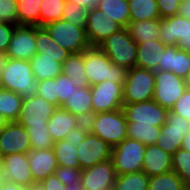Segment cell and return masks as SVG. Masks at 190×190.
I'll return each mask as SVG.
<instances>
[{"label":"cell","instance_id":"6da1fadb","mask_svg":"<svg viewBox=\"0 0 190 190\" xmlns=\"http://www.w3.org/2000/svg\"><path fill=\"white\" fill-rule=\"evenodd\" d=\"M84 69L89 86L103 81L124 84L127 69L113 64L99 47H90L84 51Z\"/></svg>","mask_w":190,"mask_h":190},{"label":"cell","instance_id":"7a4b0ae2","mask_svg":"<svg viewBox=\"0 0 190 190\" xmlns=\"http://www.w3.org/2000/svg\"><path fill=\"white\" fill-rule=\"evenodd\" d=\"M0 79L2 88L18 93L23 99L37 94L38 81L27 60L8 58Z\"/></svg>","mask_w":190,"mask_h":190},{"label":"cell","instance_id":"3957f363","mask_svg":"<svg viewBox=\"0 0 190 190\" xmlns=\"http://www.w3.org/2000/svg\"><path fill=\"white\" fill-rule=\"evenodd\" d=\"M109 60L128 69L136 66L137 43L130 37L127 28L113 33L98 46Z\"/></svg>","mask_w":190,"mask_h":190},{"label":"cell","instance_id":"277c9868","mask_svg":"<svg viewBox=\"0 0 190 190\" xmlns=\"http://www.w3.org/2000/svg\"><path fill=\"white\" fill-rule=\"evenodd\" d=\"M155 71L133 67L127 70L123 84V104L145 102L153 99Z\"/></svg>","mask_w":190,"mask_h":190},{"label":"cell","instance_id":"5b68a950","mask_svg":"<svg viewBox=\"0 0 190 190\" xmlns=\"http://www.w3.org/2000/svg\"><path fill=\"white\" fill-rule=\"evenodd\" d=\"M51 38L71 54L82 53L91 45L85 27L75 26L66 20H57L44 26Z\"/></svg>","mask_w":190,"mask_h":190},{"label":"cell","instance_id":"8992f818","mask_svg":"<svg viewBox=\"0 0 190 190\" xmlns=\"http://www.w3.org/2000/svg\"><path fill=\"white\" fill-rule=\"evenodd\" d=\"M145 149V144L132 138H126L113 147L111 160L116 175L141 171Z\"/></svg>","mask_w":190,"mask_h":190},{"label":"cell","instance_id":"52a82bcc","mask_svg":"<svg viewBox=\"0 0 190 190\" xmlns=\"http://www.w3.org/2000/svg\"><path fill=\"white\" fill-rule=\"evenodd\" d=\"M127 123L123 109L97 113L92 134L115 147L127 138Z\"/></svg>","mask_w":190,"mask_h":190},{"label":"cell","instance_id":"ba28073f","mask_svg":"<svg viewBox=\"0 0 190 190\" xmlns=\"http://www.w3.org/2000/svg\"><path fill=\"white\" fill-rule=\"evenodd\" d=\"M187 88L185 80L170 71H155L153 100L163 108L172 109Z\"/></svg>","mask_w":190,"mask_h":190},{"label":"cell","instance_id":"9c48e42d","mask_svg":"<svg viewBox=\"0 0 190 190\" xmlns=\"http://www.w3.org/2000/svg\"><path fill=\"white\" fill-rule=\"evenodd\" d=\"M190 130V121L171 111L168 112L166 123L161 126L156 145L173 155L181 148L185 134Z\"/></svg>","mask_w":190,"mask_h":190},{"label":"cell","instance_id":"30bf717a","mask_svg":"<svg viewBox=\"0 0 190 190\" xmlns=\"http://www.w3.org/2000/svg\"><path fill=\"white\" fill-rule=\"evenodd\" d=\"M92 108L96 113L112 112L123 107V85L103 81L90 86Z\"/></svg>","mask_w":190,"mask_h":190},{"label":"cell","instance_id":"8fae6325","mask_svg":"<svg viewBox=\"0 0 190 190\" xmlns=\"http://www.w3.org/2000/svg\"><path fill=\"white\" fill-rule=\"evenodd\" d=\"M127 122H137L143 125L161 127L166 123L169 110L163 108L156 101L149 100L133 104H123L122 107Z\"/></svg>","mask_w":190,"mask_h":190},{"label":"cell","instance_id":"7c38bea8","mask_svg":"<svg viewBox=\"0 0 190 190\" xmlns=\"http://www.w3.org/2000/svg\"><path fill=\"white\" fill-rule=\"evenodd\" d=\"M123 29L114 20L97 7L88 11L86 18V36L91 47H98L110 35Z\"/></svg>","mask_w":190,"mask_h":190},{"label":"cell","instance_id":"4fadbf2b","mask_svg":"<svg viewBox=\"0 0 190 190\" xmlns=\"http://www.w3.org/2000/svg\"><path fill=\"white\" fill-rule=\"evenodd\" d=\"M57 106L40 96L23 99L17 123L23 126L47 125Z\"/></svg>","mask_w":190,"mask_h":190},{"label":"cell","instance_id":"5bb4252c","mask_svg":"<svg viewBox=\"0 0 190 190\" xmlns=\"http://www.w3.org/2000/svg\"><path fill=\"white\" fill-rule=\"evenodd\" d=\"M0 171L4 181L32 187L36 184L30 172L28 154L15 153L0 159Z\"/></svg>","mask_w":190,"mask_h":190},{"label":"cell","instance_id":"9a60e30c","mask_svg":"<svg viewBox=\"0 0 190 190\" xmlns=\"http://www.w3.org/2000/svg\"><path fill=\"white\" fill-rule=\"evenodd\" d=\"M76 148L81 170L91 168L99 162L110 160L113 149L108 143L92 133L87 134L86 138Z\"/></svg>","mask_w":190,"mask_h":190},{"label":"cell","instance_id":"2e32d148","mask_svg":"<svg viewBox=\"0 0 190 190\" xmlns=\"http://www.w3.org/2000/svg\"><path fill=\"white\" fill-rule=\"evenodd\" d=\"M31 151L26 128L17 122H8L0 131V159L15 153L28 154Z\"/></svg>","mask_w":190,"mask_h":190},{"label":"cell","instance_id":"e0dca14e","mask_svg":"<svg viewBox=\"0 0 190 190\" xmlns=\"http://www.w3.org/2000/svg\"><path fill=\"white\" fill-rule=\"evenodd\" d=\"M37 54L35 45V26H15L6 55L10 59L29 61Z\"/></svg>","mask_w":190,"mask_h":190},{"label":"cell","instance_id":"ac0fdd59","mask_svg":"<svg viewBox=\"0 0 190 190\" xmlns=\"http://www.w3.org/2000/svg\"><path fill=\"white\" fill-rule=\"evenodd\" d=\"M115 179L116 172L110 159L82 170L80 182L84 190H105L114 186Z\"/></svg>","mask_w":190,"mask_h":190},{"label":"cell","instance_id":"d6986e66","mask_svg":"<svg viewBox=\"0 0 190 190\" xmlns=\"http://www.w3.org/2000/svg\"><path fill=\"white\" fill-rule=\"evenodd\" d=\"M30 172L33 182L39 185L48 175L54 174L58 167L53 148L31 150L28 153Z\"/></svg>","mask_w":190,"mask_h":190},{"label":"cell","instance_id":"ffe728a7","mask_svg":"<svg viewBox=\"0 0 190 190\" xmlns=\"http://www.w3.org/2000/svg\"><path fill=\"white\" fill-rule=\"evenodd\" d=\"M190 31V19L179 15L160 19L159 39L166 46H177Z\"/></svg>","mask_w":190,"mask_h":190},{"label":"cell","instance_id":"44dd1931","mask_svg":"<svg viewBox=\"0 0 190 190\" xmlns=\"http://www.w3.org/2000/svg\"><path fill=\"white\" fill-rule=\"evenodd\" d=\"M141 171L149 177L173 171L172 155L156 144L146 145Z\"/></svg>","mask_w":190,"mask_h":190},{"label":"cell","instance_id":"7402d4cb","mask_svg":"<svg viewBox=\"0 0 190 190\" xmlns=\"http://www.w3.org/2000/svg\"><path fill=\"white\" fill-rule=\"evenodd\" d=\"M166 45L160 39L137 43L136 67L147 70H161V58Z\"/></svg>","mask_w":190,"mask_h":190},{"label":"cell","instance_id":"603a6c76","mask_svg":"<svg viewBox=\"0 0 190 190\" xmlns=\"http://www.w3.org/2000/svg\"><path fill=\"white\" fill-rule=\"evenodd\" d=\"M161 70L173 72L185 80L190 72V53L177 46H166L161 58Z\"/></svg>","mask_w":190,"mask_h":190},{"label":"cell","instance_id":"cb8c5ba5","mask_svg":"<svg viewBox=\"0 0 190 190\" xmlns=\"http://www.w3.org/2000/svg\"><path fill=\"white\" fill-rule=\"evenodd\" d=\"M47 126L54 142L64 140L76 128V117L63 107H57Z\"/></svg>","mask_w":190,"mask_h":190},{"label":"cell","instance_id":"d4e9b609","mask_svg":"<svg viewBox=\"0 0 190 190\" xmlns=\"http://www.w3.org/2000/svg\"><path fill=\"white\" fill-rule=\"evenodd\" d=\"M31 69L34 78L37 81L54 79L62 73V58L43 57V55L35 54L30 60Z\"/></svg>","mask_w":190,"mask_h":190},{"label":"cell","instance_id":"484cf974","mask_svg":"<svg viewBox=\"0 0 190 190\" xmlns=\"http://www.w3.org/2000/svg\"><path fill=\"white\" fill-rule=\"evenodd\" d=\"M35 45L37 54L43 57L62 58L64 61L71 54L59 46L44 27L35 26Z\"/></svg>","mask_w":190,"mask_h":190},{"label":"cell","instance_id":"4316f807","mask_svg":"<svg viewBox=\"0 0 190 190\" xmlns=\"http://www.w3.org/2000/svg\"><path fill=\"white\" fill-rule=\"evenodd\" d=\"M62 73L68 76L76 87H89L84 69V51L78 54H70L62 64Z\"/></svg>","mask_w":190,"mask_h":190},{"label":"cell","instance_id":"83f0119b","mask_svg":"<svg viewBox=\"0 0 190 190\" xmlns=\"http://www.w3.org/2000/svg\"><path fill=\"white\" fill-rule=\"evenodd\" d=\"M160 19L129 22L127 30L130 37L136 42H145L159 39Z\"/></svg>","mask_w":190,"mask_h":190},{"label":"cell","instance_id":"f1b7e54d","mask_svg":"<svg viewBox=\"0 0 190 190\" xmlns=\"http://www.w3.org/2000/svg\"><path fill=\"white\" fill-rule=\"evenodd\" d=\"M96 7L111 17L114 22L127 28L130 22L128 0H100Z\"/></svg>","mask_w":190,"mask_h":190},{"label":"cell","instance_id":"f546056e","mask_svg":"<svg viewBox=\"0 0 190 190\" xmlns=\"http://www.w3.org/2000/svg\"><path fill=\"white\" fill-rule=\"evenodd\" d=\"M91 88L75 87L74 92L69 99L62 106L74 116L82 114L83 112H90L92 108Z\"/></svg>","mask_w":190,"mask_h":190},{"label":"cell","instance_id":"4dcf8cb0","mask_svg":"<svg viewBox=\"0 0 190 190\" xmlns=\"http://www.w3.org/2000/svg\"><path fill=\"white\" fill-rule=\"evenodd\" d=\"M130 22L161 19L157 0H128Z\"/></svg>","mask_w":190,"mask_h":190},{"label":"cell","instance_id":"1f68e13d","mask_svg":"<svg viewBox=\"0 0 190 190\" xmlns=\"http://www.w3.org/2000/svg\"><path fill=\"white\" fill-rule=\"evenodd\" d=\"M43 0H17L18 25L40 27V7Z\"/></svg>","mask_w":190,"mask_h":190},{"label":"cell","instance_id":"d6a6232c","mask_svg":"<svg viewBox=\"0 0 190 190\" xmlns=\"http://www.w3.org/2000/svg\"><path fill=\"white\" fill-rule=\"evenodd\" d=\"M23 98L15 92L0 89V114L8 122H16L21 109Z\"/></svg>","mask_w":190,"mask_h":190},{"label":"cell","instance_id":"836d02e7","mask_svg":"<svg viewBox=\"0 0 190 190\" xmlns=\"http://www.w3.org/2000/svg\"><path fill=\"white\" fill-rule=\"evenodd\" d=\"M161 127L150 124L143 125L137 122L127 123V138H132L140 141L145 145L156 144Z\"/></svg>","mask_w":190,"mask_h":190},{"label":"cell","instance_id":"e575fe53","mask_svg":"<svg viewBox=\"0 0 190 190\" xmlns=\"http://www.w3.org/2000/svg\"><path fill=\"white\" fill-rule=\"evenodd\" d=\"M74 144L68 143L65 139L56 141L53 144V151L56 154L58 166L80 168L77 156V148Z\"/></svg>","mask_w":190,"mask_h":190},{"label":"cell","instance_id":"d590c367","mask_svg":"<svg viewBox=\"0 0 190 190\" xmlns=\"http://www.w3.org/2000/svg\"><path fill=\"white\" fill-rule=\"evenodd\" d=\"M149 176L143 171L116 175L114 187L116 190H147Z\"/></svg>","mask_w":190,"mask_h":190},{"label":"cell","instance_id":"8d00e7d4","mask_svg":"<svg viewBox=\"0 0 190 190\" xmlns=\"http://www.w3.org/2000/svg\"><path fill=\"white\" fill-rule=\"evenodd\" d=\"M28 132L31 150H43L53 147L54 141L47 125L24 126Z\"/></svg>","mask_w":190,"mask_h":190},{"label":"cell","instance_id":"74e56055","mask_svg":"<svg viewBox=\"0 0 190 190\" xmlns=\"http://www.w3.org/2000/svg\"><path fill=\"white\" fill-rule=\"evenodd\" d=\"M183 180L174 172L149 177L147 190H183Z\"/></svg>","mask_w":190,"mask_h":190},{"label":"cell","instance_id":"f35d334b","mask_svg":"<svg viewBox=\"0 0 190 190\" xmlns=\"http://www.w3.org/2000/svg\"><path fill=\"white\" fill-rule=\"evenodd\" d=\"M66 0H43L40 7V27L61 20Z\"/></svg>","mask_w":190,"mask_h":190},{"label":"cell","instance_id":"ab89813d","mask_svg":"<svg viewBox=\"0 0 190 190\" xmlns=\"http://www.w3.org/2000/svg\"><path fill=\"white\" fill-rule=\"evenodd\" d=\"M172 170L183 180L185 187H190V153L179 148L172 155Z\"/></svg>","mask_w":190,"mask_h":190},{"label":"cell","instance_id":"60d3db41","mask_svg":"<svg viewBox=\"0 0 190 190\" xmlns=\"http://www.w3.org/2000/svg\"><path fill=\"white\" fill-rule=\"evenodd\" d=\"M88 9L66 0L62 14V20H66L75 26L85 27Z\"/></svg>","mask_w":190,"mask_h":190},{"label":"cell","instance_id":"b9f144b4","mask_svg":"<svg viewBox=\"0 0 190 190\" xmlns=\"http://www.w3.org/2000/svg\"><path fill=\"white\" fill-rule=\"evenodd\" d=\"M72 80L63 73L55 77V96H58V107H62L75 90Z\"/></svg>","mask_w":190,"mask_h":190},{"label":"cell","instance_id":"7bdbcfd3","mask_svg":"<svg viewBox=\"0 0 190 190\" xmlns=\"http://www.w3.org/2000/svg\"><path fill=\"white\" fill-rule=\"evenodd\" d=\"M0 20L18 25L17 0H0Z\"/></svg>","mask_w":190,"mask_h":190},{"label":"cell","instance_id":"ee69618b","mask_svg":"<svg viewBox=\"0 0 190 190\" xmlns=\"http://www.w3.org/2000/svg\"><path fill=\"white\" fill-rule=\"evenodd\" d=\"M81 173L80 168L58 166L54 174L65 186H68L71 183L80 184Z\"/></svg>","mask_w":190,"mask_h":190},{"label":"cell","instance_id":"f6af8a7d","mask_svg":"<svg viewBox=\"0 0 190 190\" xmlns=\"http://www.w3.org/2000/svg\"><path fill=\"white\" fill-rule=\"evenodd\" d=\"M36 95L58 107V96H55V78L38 81Z\"/></svg>","mask_w":190,"mask_h":190},{"label":"cell","instance_id":"bcb514c9","mask_svg":"<svg viewBox=\"0 0 190 190\" xmlns=\"http://www.w3.org/2000/svg\"><path fill=\"white\" fill-rule=\"evenodd\" d=\"M171 112L183 116L186 120L190 121V89L186 88L184 93L178 98Z\"/></svg>","mask_w":190,"mask_h":190},{"label":"cell","instance_id":"7dc6e473","mask_svg":"<svg viewBox=\"0 0 190 190\" xmlns=\"http://www.w3.org/2000/svg\"><path fill=\"white\" fill-rule=\"evenodd\" d=\"M96 116L97 113L93 110L90 112H83L82 114L75 116L76 127L84 133H92Z\"/></svg>","mask_w":190,"mask_h":190},{"label":"cell","instance_id":"c3c4849f","mask_svg":"<svg viewBox=\"0 0 190 190\" xmlns=\"http://www.w3.org/2000/svg\"><path fill=\"white\" fill-rule=\"evenodd\" d=\"M182 0H157L160 18H168L178 13Z\"/></svg>","mask_w":190,"mask_h":190},{"label":"cell","instance_id":"681fc988","mask_svg":"<svg viewBox=\"0 0 190 190\" xmlns=\"http://www.w3.org/2000/svg\"><path fill=\"white\" fill-rule=\"evenodd\" d=\"M16 25L0 23V53L6 54Z\"/></svg>","mask_w":190,"mask_h":190},{"label":"cell","instance_id":"f907efd6","mask_svg":"<svg viewBox=\"0 0 190 190\" xmlns=\"http://www.w3.org/2000/svg\"><path fill=\"white\" fill-rule=\"evenodd\" d=\"M38 186L43 190H65V185L55 174L48 175Z\"/></svg>","mask_w":190,"mask_h":190},{"label":"cell","instance_id":"816d5d0a","mask_svg":"<svg viewBox=\"0 0 190 190\" xmlns=\"http://www.w3.org/2000/svg\"><path fill=\"white\" fill-rule=\"evenodd\" d=\"M87 133L82 132L79 128L72 129L67 136L65 137V140L68 143L74 144V147H77L81 144V142L86 138Z\"/></svg>","mask_w":190,"mask_h":190},{"label":"cell","instance_id":"f5cc1de1","mask_svg":"<svg viewBox=\"0 0 190 190\" xmlns=\"http://www.w3.org/2000/svg\"><path fill=\"white\" fill-rule=\"evenodd\" d=\"M177 15L190 19V0H182Z\"/></svg>","mask_w":190,"mask_h":190},{"label":"cell","instance_id":"db71d44e","mask_svg":"<svg viewBox=\"0 0 190 190\" xmlns=\"http://www.w3.org/2000/svg\"><path fill=\"white\" fill-rule=\"evenodd\" d=\"M31 188L32 187L18 185L9 181H4L0 186V190H31Z\"/></svg>","mask_w":190,"mask_h":190},{"label":"cell","instance_id":"11a10c76","mask_svg":"<svg viewBox=\"0 0 190 190\" xmlns=\"http://www.w3.org/2000/svg\"><path fill=\"white\" fill-rule=\"evenodd\" d=\"M75 4L86 7L88 10L95 8L100 0H69Z\"/></svg>","mask_w":190,"mask_h":190},{"label":"cell","instance_id":"9f6ffc18","mask_svg":"<svg viewBox=\"0 0 190 190\" xmlns=\"http://www.w3.org/2000/svg\"><path fill=\"white\" fill-rule=\"evenodd\" d=\"M177 47L181 50H185V51H188L190 53V31L189 33L187 34L186 38L181 40Z\"/></svg>","mask_w":190,"mask_h":190},{"label":"cell","instance_id":"6f0895ef","mask_svg":"<svg viewBox=\"0 0 190 190\" xmlns=\"http://www.w3.org/2000/svg\"><path fill=\"white\" fill-rule=\"evenodd\" d=\"M181 148L190 153V130L185 134Z\"/></svg>","mask_w":190,"mask_h":190},{"label":"cell","instance_id":"680465c9","mask_svg":"<svg viewBox=\"0 0 190 190\" xmlns=\"http://www.w3.org/2000/svg\"><path fill=\"white\" fill-rule=\"evenodd\" d=\"M7 55L4 54V53H0V77H1V74H2V71H3V68L5 67V64L7 62Z\"/></svg>","mask_w":190,"mask_h":190},{"label":"cell","instance_id":"91938a15","mask_svg":"<svg viewBox=\"0 0 190 190\" xmlns=\"http://www.w3.org/2000/svg\"><path fill=\"white\" fill-rule=\"evenodd\" d=\"M65 190H84V187L80 184L71 183L68 186H65Z\"/></svg>","mask_w":190,"mask_h":190},{"label":"cell","instance_id":"94428289","mask_svg":"<svg viewBox=\"0 0 190 190\" xmlns=\"http://www.w3.org/2000/svg\"><path fill=\"white\" fill-rule=\"evenodd\" d=\"M8 121L5 119L3 115L0 114V131L6 126Z\"/></svg>","mask_w":190,"mask_h":190},{"label":"cell","instance_id":"6125c7cd","mask_svg":"<svg viewBox=\"0 0 190 190\" xmlns=\"http://www.w3.org/2000/svg\"><path fill=\"white\" fill-rule=\"evenodd\" d=\"M185 83H186L187 88L190 89V72L188 73V75L185 79Z\"/></svg>","mask_w":190,"mask_h":190},{"label":"cell","instance_id":"be15d7a7","mask_svg":"<svg viewBox=\"0 0 190 190\" xmlns=\"http://www.w3.org/2000/svg\"><path fill=\"white\" fill-rule=\"evenodd\" d=\"M31 190H43V189L40 188V186L35 185V186H32Z\"/></svg>","mask_w":190,"mask_h":190},{"label":"cell","instance_id":"e7e4bbea","mask_svg":"<svg viewBox=\"0 0 190 190\" xmlns=\"http://www.w3.org/2000/svg\"><path fill=\"white\" fill-rule=\"evenodd\" d=\"M3 182H4V180L2 178V174H1V171H0V186L2 185Z\"/></svg>","mask_w":190,"mask_h":190},{"label":"cell","instance_id":"03108f58","mask_svg":"<svg viewBox=\"0 0 190 190\" xmlns=\"http://www.w3.org/2000/svg\"><path fill=\"white\" fill-rule=\"evenodd\" d=\"M105 190H116L114 186L110 187V188H107Z\"/></svg>","mask_w":190,"mask_h":190},{"label":"cell","instance_id":"003e7915","mask_svg":"<svg viewBox=\"0 0 190 190\" xmlns=\"http://www.w3.org/2000/svg\"><path fill=\"white\" fill-rule=\"evenodd\" d=\"M183 190H190V187H185Z\"/></svg>","mask_w":190,"mask_h":190}]
</instances>
